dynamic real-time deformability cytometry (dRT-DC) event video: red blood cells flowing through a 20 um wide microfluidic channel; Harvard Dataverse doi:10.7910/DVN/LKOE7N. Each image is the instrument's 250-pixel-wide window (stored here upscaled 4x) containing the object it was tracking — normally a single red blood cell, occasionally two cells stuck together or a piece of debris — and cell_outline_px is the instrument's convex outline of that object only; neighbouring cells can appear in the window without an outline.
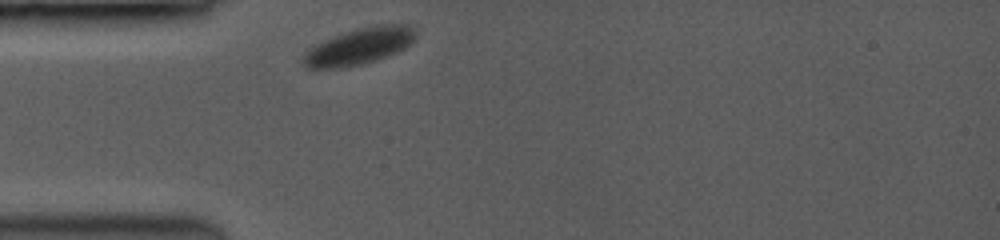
{"species": "common noctule bat (a hibernating species)", "species_latin": "Nyctalus noctula", "temperature_condition": "room temperature", "stored_images_in_passage": 24, "camera_frame_rate_fps": 3500, "um_per_image_px": 0.085, "animal": {"sex": "female", "body_mass_g": 19.0, "forearm_length_mm": 53.3}, "frame": {"image": 1, "passage_image": 1, "time_ms": 0.0, "image_size_px": [1000, 240], "cell_outline_px": [[416, 36], [404, 48], [396, 52], [360, 64], [336, 68], [308, 68], [304, 64], [304, 52], [316, 44], [332, 36], [344, 32], [360, 28], [384, 24], [408, 24], [416, 32]], "centroid_in_image_um": [30.52, 3.91], "position_along_channel_um": 54.5, "area_um2": 23.24}}
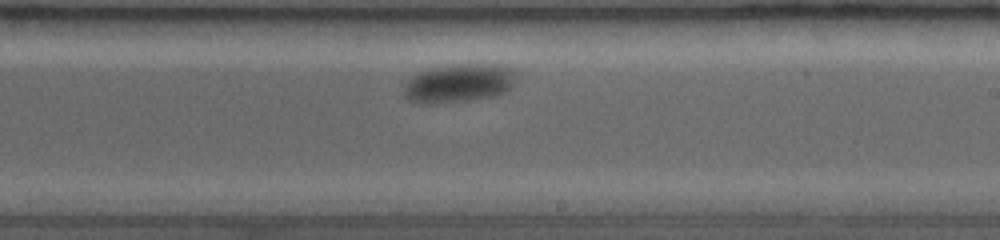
{"frame": {"image": 2, "passage_image": 12, "time_ms": 6.0, "image_size_px": [1000, 240], "cell_outline_px": [[520, 72], [512, 84], [508, 88], [500, 92], [480, 96], [448, 100], [412, 100], [404, 92], [404, 84], [412, 76], [420, 72], [436, 68], [460, 64], [508, 64], [516, 68]], "centroid_in_image_um": [39.14, 6.94], "position_along_channel_um": 249.9, "area_um2": 23.52}}
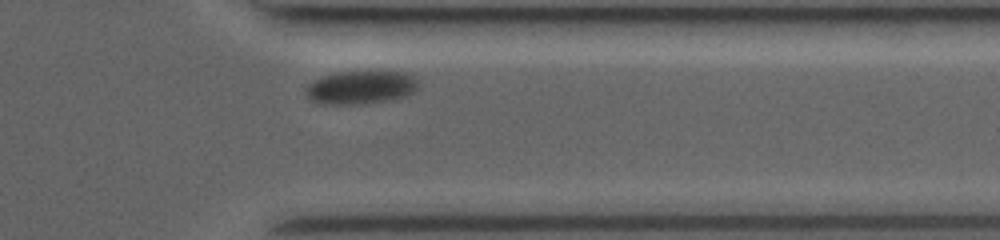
{"frame": {"image": 3, "passage_image": 21, "time_ms": 9.714, "image_size_px": [1000, 240], "cell_outline_px": [[416, 88], [408, 96], [364, 104], [316, 104], [308, 100], [304, 88], [308, 84], [324, 76], [344, 72], [396, 72], [408, 76], [416, 80]], "centroid_in_image_um": [30.56, 7.47], "position_along_channel_um": 380.8, "area_um2": 21.39}, "authors_computed_cell_mechanics": {"area_um2": 23.0911, "velocity_mm_per_s": 3.4119, "shape_relaxation_time_tau1_ms": 1.0332, "shape_relaxation_time_tau2_ms": null, "deformation_change_tau1": 0.0455, "deformation_change_tau2": null}}